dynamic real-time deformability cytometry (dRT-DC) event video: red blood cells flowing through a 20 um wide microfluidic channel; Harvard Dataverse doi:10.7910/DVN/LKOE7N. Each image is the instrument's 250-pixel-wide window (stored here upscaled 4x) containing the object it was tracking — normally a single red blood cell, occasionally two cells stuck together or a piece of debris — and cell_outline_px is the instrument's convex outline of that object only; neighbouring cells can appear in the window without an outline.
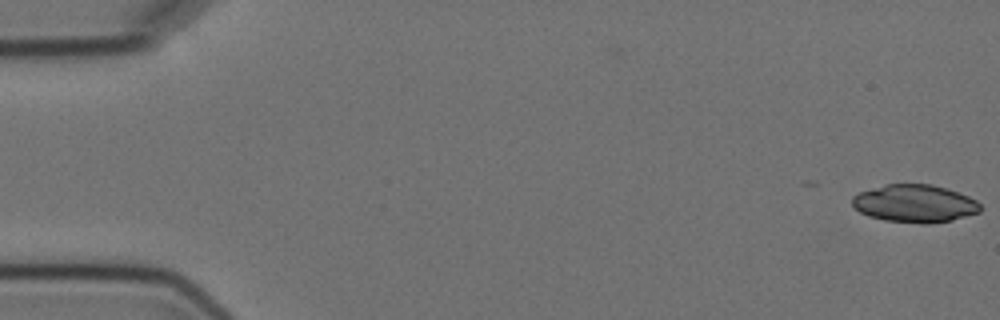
{"species": "Egyptian fruit bat (a non-hibernating species)", "species_latin": "Rousettus aegyptiacus", "temperature_condition": "cold", "stored_images_in_passage": 5, "camera_frame_rate_fps": 3000, "um_per_image_px": 0.085, "animal": {"sex": "female"}, "frame": {"image": 1, "passage_image": 1, "time_ms": 0.0, "image_size_px": [1000, 320], "cell_outline_px": [[980, 212], [952, 220], [928, 224], [924, 224], [884, 220], [868, 216], [860, 212], [852, 204], [852, 196], [860, 192], [884, 184], [932, 184], [968, 196], [976, 200], [980, 204]], "centroid_in_image_um": [77.74, 17.3], "position_along_channel_um": 7.3, "area_um2": 28.09}}